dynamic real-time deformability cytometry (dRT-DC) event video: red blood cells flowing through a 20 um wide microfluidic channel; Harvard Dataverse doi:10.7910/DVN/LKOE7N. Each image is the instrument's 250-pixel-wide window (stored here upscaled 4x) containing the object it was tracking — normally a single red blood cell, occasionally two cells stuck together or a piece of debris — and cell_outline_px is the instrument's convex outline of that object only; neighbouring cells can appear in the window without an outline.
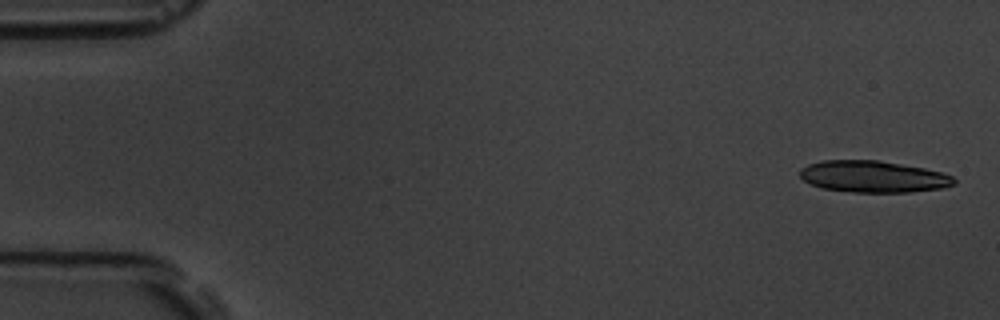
{"species": "common noctule bat (a hibernating species)", "species_latin": "Nyctalus noctula", "temperature_condition": "room temperature", "stored_images_in_passage": 5, "camera_frame_rate_fps": 3000, "um_per_image_px": 0.085, "animal": {"sex": "male", "body_mass_g": 19.5, "forearm_length_mm": 54.6}, "frame": {"image": 1, "passage_image": 1, "time_ms": 0.0, "image_size_px": [1000, 320], "cell_outline_px": [[956, 184], [940, 188], [908, 192], [852, 192], [824, 188], [812, 184], [804, 180], [800, 176], [800, 168], [808, 164], [824, 160], [876, 160], [924, 168], [944, 172], [952, 176], [956, 180]], "centroid_in_image_um": [74.24, 15.0], "position_along_channel_um": 10.8, "area_um2": 28.26}}